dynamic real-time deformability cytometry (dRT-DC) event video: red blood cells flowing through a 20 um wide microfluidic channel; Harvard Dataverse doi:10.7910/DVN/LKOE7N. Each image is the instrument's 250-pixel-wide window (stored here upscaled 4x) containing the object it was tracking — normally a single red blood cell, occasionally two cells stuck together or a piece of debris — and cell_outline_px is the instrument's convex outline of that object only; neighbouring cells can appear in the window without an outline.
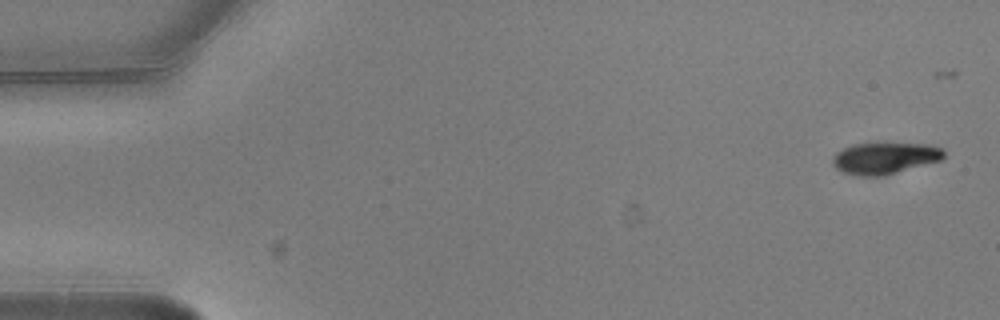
{"species": "common noctule bat (a hibernating species)", "species_latin": "Nyctalus noctula", "temperature_condition": "warm", "stored_images_in_passage": 5, "camera_frame_rate_fps": 3000, "um_per_image_px": 0.085, "animal": {"sex": "male", "body_mass_g": 20.5, "forearm_length_mm": 52.5}, "frame": {"image": 1, "passage_image": 1, "time_ms": 0.0, "image_size_px": [1000, 320], "cell_outline_px": [[944, 156], [940, 160], [884, 176], [856, 176], [840, 172], [832, 164], [832, 156], [836, 152], [852, 144], [928, 144], [940, 148], [944, 152]], "centroid_in_image_um": [75.14, 13.46], "position_along_channel_um": 9.9, "area_um2": 20.35}}
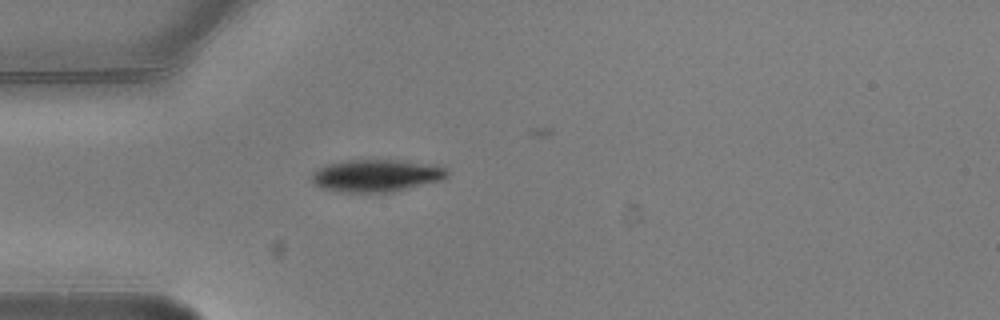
{"frame": {"image": 2, "passage_image": 5, "time_ms": 1.333, "image_size_px": [1000, 320], "cell_outline_px": [[448, 176], [444, 180], [392, 192], [340, 192], [320, 188], [312, 184], [312, 172], [324, 164], [344, 160], [400, 160], [432, 164], [448, 168]], "centroid_in_image_um": [31.98, 14.92], "position_along_channel_um": 53.0, "area_um2": 26.01}}